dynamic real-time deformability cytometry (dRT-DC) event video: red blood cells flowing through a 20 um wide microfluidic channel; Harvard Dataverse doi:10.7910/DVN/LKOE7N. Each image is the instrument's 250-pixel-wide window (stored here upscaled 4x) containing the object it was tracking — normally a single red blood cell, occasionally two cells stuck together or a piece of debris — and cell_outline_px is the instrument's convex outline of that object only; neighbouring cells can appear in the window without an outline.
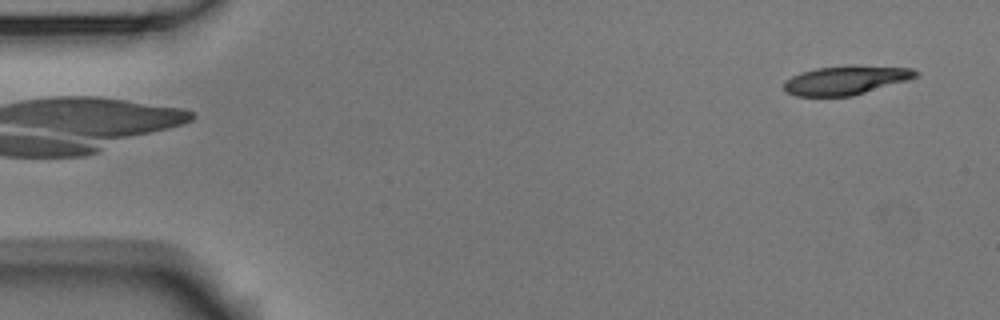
{"species": "Egyptian fruit bat (a non-hibernating species)", "species_latin": "Rousettus aegyptiacus", "temperature_condition": "room temperature", "stored_images_in_passage": 3, "camera_frame_rate_fps": 3000, "um_per_image_px": 0.085, "animal": {"sex": "male"}, "frame": {"image": 1, "passage_image": 3, "time_ms": 0.667, "image_size_px": [1000, 320], "cell_outline_px": [[920, 76], [908, 80], [852, 96], [796, 96], [784, 92], [784, 80], [800, 72], [816, 68], [852, 64], [856, 64], [912, 68], [920, 72]], "centroid_in_image_um": [71.92, 6.79], "position_along_channel_um": 13.1, "area_um2": 22.72}}